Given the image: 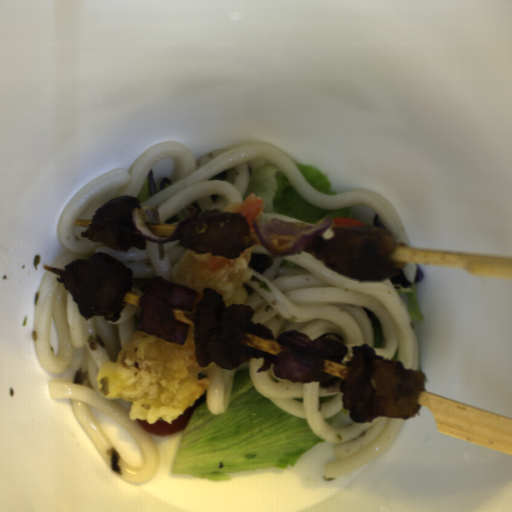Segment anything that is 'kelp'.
<instances>
[{
    "label": "kelp",
    "instance_id": "kelp-3",
    "mask_svg": "<svg viewBox=\"0 0 512 512\" xmlns=\"http://www.w3.org/2000/svg\"><path fill=\"white\" fill-rule=\"evenodd\" d=\"M87 378V372L83 368H78L75 372L73 383L76 385L84 384Z\"/></svg>",
    "mask_w": 512,
    "mask_h": 512
},
{
    "label": "kelp",
    "instance_id": "kelp-2",
    "mask_svg": "<svg viewBox=\"0 0 512 512\" xmlns=\"http://www.w3.org/2000/svg\"><path fill=\"white\" fill-rule=\"evenodd\" d=\"M238 170L237 168H229L227 170H224L222 172H219L218 174H216L215 176H213L212 178H209V181L210 180H218V181H224V182H227L231 185H234L235 181H236V178L238 176Z\"/></svg>",
    "mask_w": 512,
    "mask_h": 512
},
{
    "label": "kelp",
    "instance_id": "kelp-1",
    "mask_svg": "<svg viewBox=\"0 0 512 512\" xmlns=\"http://www.w3.org/2000/svg\"><path fill=\"white\" fill-rule=\"evenodd\" d=\"M272 266L273 261L269 256L262 252H251L247 268L263 275Z\"/></svg>",
    "mask_w": 512,
    "mask_h": 512
}]
</instances>
